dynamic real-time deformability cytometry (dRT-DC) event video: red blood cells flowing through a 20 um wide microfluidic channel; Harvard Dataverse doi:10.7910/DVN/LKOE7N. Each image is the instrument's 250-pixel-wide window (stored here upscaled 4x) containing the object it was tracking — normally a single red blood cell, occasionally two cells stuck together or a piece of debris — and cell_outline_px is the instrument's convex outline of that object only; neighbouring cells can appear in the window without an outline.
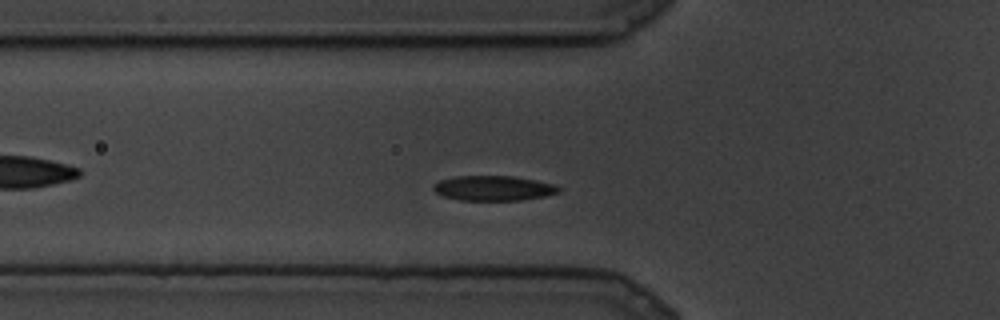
{"species": "common noctule bat (a hibernating species)", "species_latin": "Nyctalus noctula", "temperature_condition": "cold", "stored_images_in_passage": 61, "camera_frame_rate_fps": 3000, "um_per_image_px": 0.085, "animal": {"sex": "male", "body_mass_g": 19.5, "forearm_length_mm": 54.6}, "frame": {"image": 1, "passage_image": 14, "time_ms": 4.333, "image_size_px": [1000, 320], "cell_outline_px": [[564, 188], [560, 192], [544, 196], [520, 200], [460, 200], [444, 196], [436, 192], [432, 188], [440, 180], [456, 176], [512, 176], [536, 180], [556, 184]], "centroid_in_image_um": [42.01, 15.99], "position_along_channel_um": 83.8, "area_um2": 18.21}}
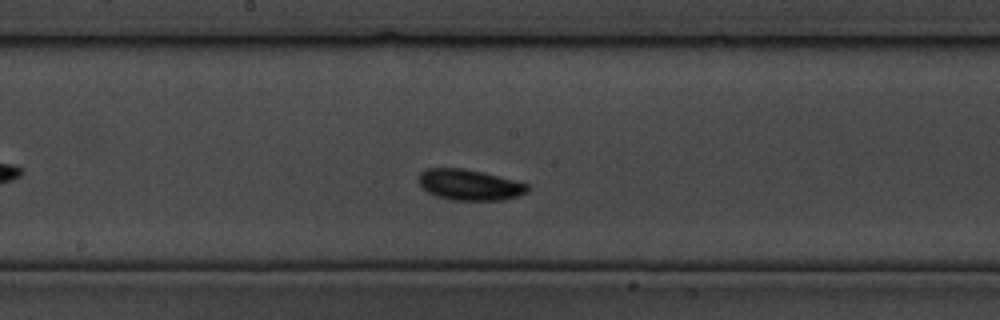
{"frame": {"image": 2, "passage_image": 31, "time_ms": 10.0, "image_size_px": [1000, 320], "cell_outline_px": [[528, 192], [516, 196], [500, 200], [452, 200], [436, 196], [428, 192], [420, 184], [420, 172], [424, 168], [464, 168], [528, 184]], "centroid_in_image_um": [39.87, 15.71], "position_along_channel_um": 208.3, "area_um2": 19.19}}
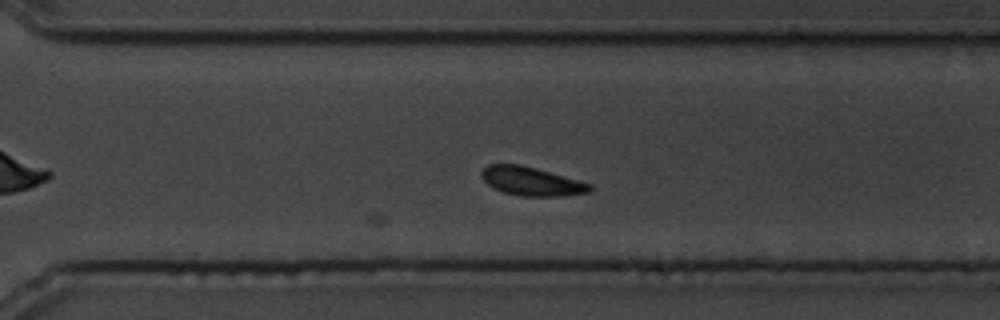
{"frame": {"image": 3, "passage_image": 47, "time_ms": 15.333, "image_size_px": [1000, 320], "cell_outline_px": [[592, 192], [564, 196], [520, 196], [504, 192], [488, 184], [480, 176], [480, 172], [488, 164], [520, 164], [536, 168], [592, 184]], "centroid_in_image_um": [45.19, 15.41], "position_along_channel_um": 325.4, "area_um2": 18.09}}